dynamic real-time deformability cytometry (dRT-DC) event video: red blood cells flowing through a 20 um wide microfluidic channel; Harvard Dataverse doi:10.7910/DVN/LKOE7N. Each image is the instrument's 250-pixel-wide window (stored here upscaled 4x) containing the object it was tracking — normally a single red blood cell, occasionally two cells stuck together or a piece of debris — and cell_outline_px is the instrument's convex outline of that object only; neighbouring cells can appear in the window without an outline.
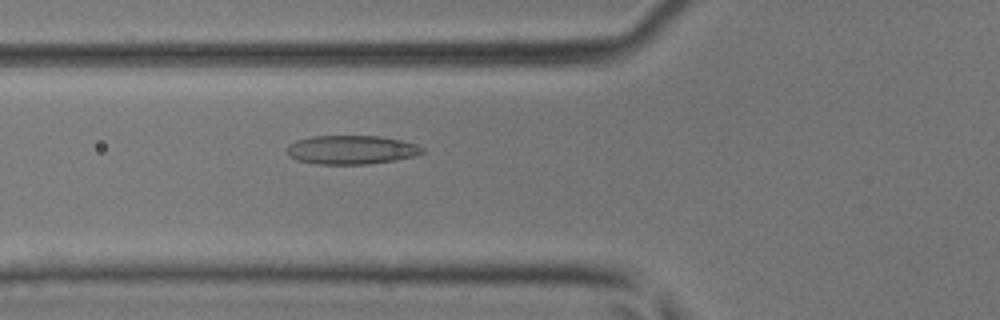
{"species": "common noctule bat (a hibernating species)", "species_latin": "Nyctalus noctula", "temperature_condition": "room temperature", "stored_images_in_passage": 37, "camera_frame_rate_fps": 3000, "um_per_image_px": 0.085, "animal": {"sex": "male", "body_mass_g": 17.9, "forearm_length_mm": 54.2}, "frame": {"image": 1, "passage_image": 8, "time_ms": 2.333, "image_size_px": [1000, 320], "cell_outline_px": [[424, 152], [416, 156], [396, 160], [368, 164], [316, 164], [296, 160], [288, 156], [288, 148], [296, 140], [312, 136], [380, 136], [400, 140], [416, 144], [424, 148]], "centroid_in_image_um": [29.89, 12.74], "position_along_channel_um": 95.9, "area_um2": 22.77}}
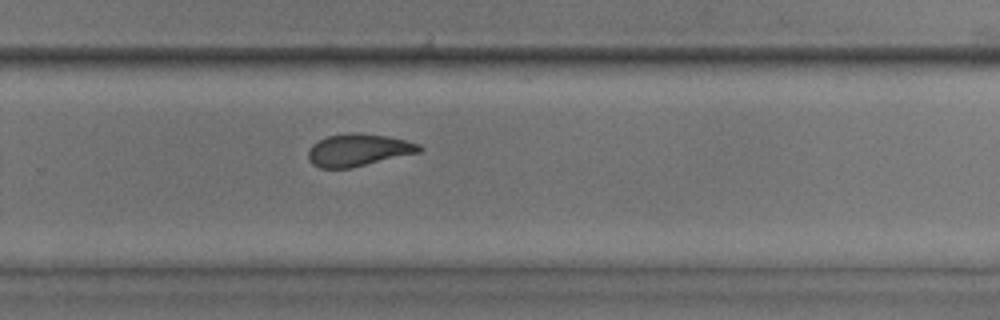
{"frame": {"image": 2, "passage_image": 22, "time_ms": 7.0, "image_size_px": [1000, 320], "cell_outline_px": [[424, 148], [420, 152], [352, 168], [320, 168], [312, 164], [308, 160], [308, 152], [312, 144], [328, 136], [352, 132], [388, 136], [420, 144]], "centroid_in_image_um": [30.46, 12.76], "position_along_channel_um": 299.3, "area_um2": 20.92}}
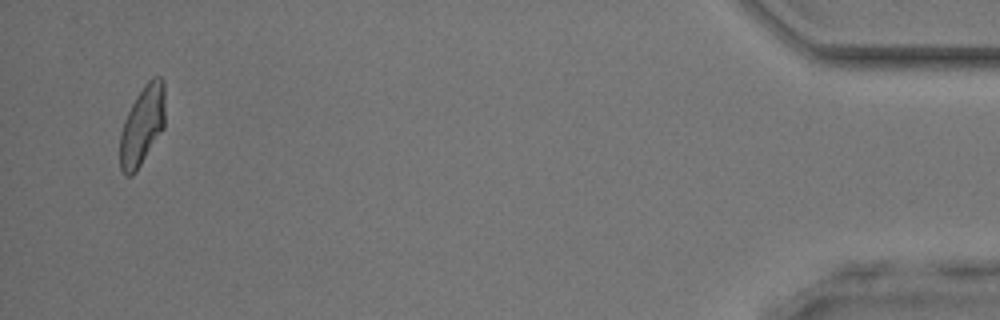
{"frame": {"image": 3, "passage_image": 36, "time_ms": 11.667, "image_size_px": [1000, 320], "cell_outline_px": [[164, 128], [132, 176], [124, 176], [120, 168], [120, 132], [124, 120], [136, 96], [144, 84], [152, 76], [160, 76], [164, 80]], "centroid_in_image_um": [12.09, 10.64], "position_along_channel_um": 423.1, "area_um2": 20.81}}